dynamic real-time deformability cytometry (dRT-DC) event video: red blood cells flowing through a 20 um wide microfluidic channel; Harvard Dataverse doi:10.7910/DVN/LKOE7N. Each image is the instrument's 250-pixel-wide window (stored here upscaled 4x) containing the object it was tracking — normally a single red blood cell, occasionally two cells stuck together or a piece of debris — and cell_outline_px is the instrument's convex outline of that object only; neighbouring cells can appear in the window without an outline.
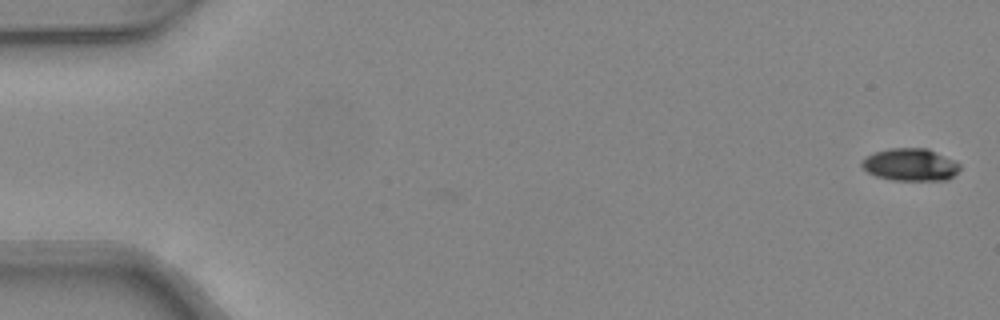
{"species": "common noctule bat (a hibernating species)", "species_latin": "Nyctalus noctula", "temperature_condition": "warm", "stored_images_in_passage": 5, "camera_frame_rate_fps": 3000, "um_per_image_px": 0.085, "animal": {"sex": "female", "body_mass_g": 24.6, "forearm_length_mm": 56.2}, "frame": {"image": 1, "passage_image": 5, "time_ms": 1.333, "image_size_px": [1000, 320], "cell_outline_px": [[960, 168], [948, 180], [892, 180], [876, 176], [868, 172], [860, 164], [860, 160], [876, 152], [888, 148], [928, 148], [960, 164]], "centroid_in_image_um": [77.35, 14.0], "position_along_channel_um": 7.6, "area_um2": 18.38}}